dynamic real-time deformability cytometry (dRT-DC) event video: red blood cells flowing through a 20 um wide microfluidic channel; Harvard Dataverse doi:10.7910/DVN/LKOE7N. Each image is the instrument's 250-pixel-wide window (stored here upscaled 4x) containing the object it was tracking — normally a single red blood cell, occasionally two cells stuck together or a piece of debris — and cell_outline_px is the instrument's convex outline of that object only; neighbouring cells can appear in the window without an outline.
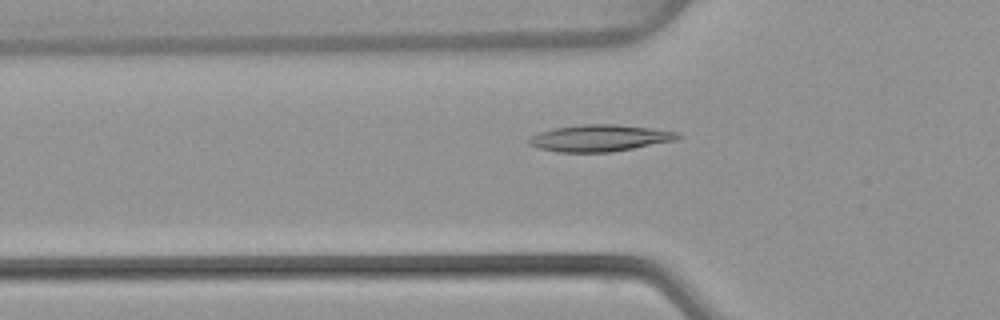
{"species": "common noctule bat (a hibernating species)", "species_latin": "Nyctalus noctula", "temperature_condition": "warm", "stored_images_in_passage": 53, "camera_frame_rate_fps": 3000, "um_per_image_px": 0.085, "animal": {"sex": "female", "body_mass_g": 22.7, "forearm_length_mm": 54.2}, "frame": {"image": 1, "passage_image": 18, "time_ms": 5.667, "image_size_px": [1000, 320], "cell_outline_px": [[684, 136], [676, 140], [612, 152], [556, 152], [540, 148], [528, 144], [528, 140], [532, 136], [540, 132], [556, 128], [584, 124], [616, 124], [680, 132]], "centroid_in_image_um": [51.02, 11.74], "position_along_channel_um": 74.8, "area_um2": 23.0}}
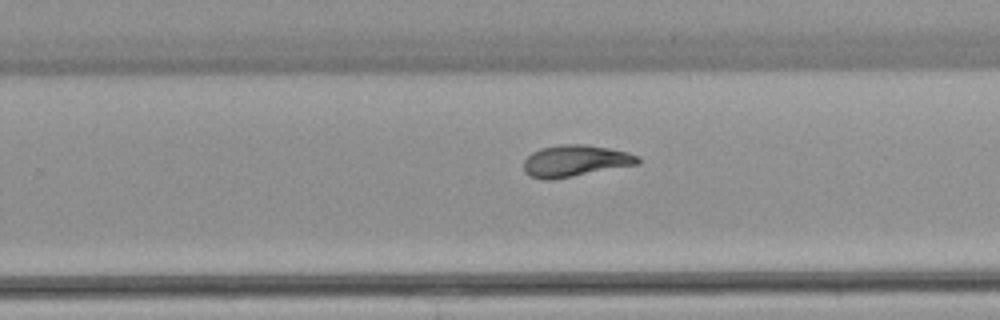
{"frame": {"image": 2, "passage_image": 34, "time_ms": 11.0, "image_size_px": [1000, 320], "cell_outline_px": [[640, 164], [572, 176], [548, 180], [544, 180], [528, 176], [524, 172], [524, 160], [532, 152], [540, 148], [560, 144], [584, 144], [608, 148], [628, 152], [640, 156]], "centroid_in_image_um": [48.89, 13.67], "position_along_channel_um": 280.9, "area_um2": 21.1}}
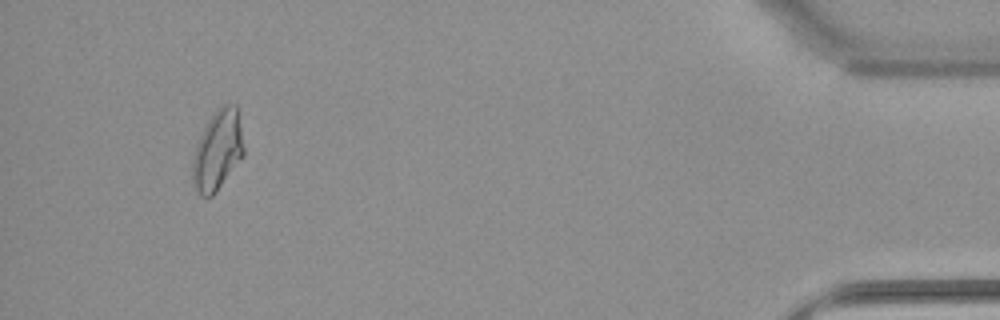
{"frame": {"image": 3, "passage_image": 50, "time_ms": 16.333, "image_size_px": [1000, 320], "cell_outline_px": [[244, 156], [216, 192], [212, 196], [200, 196], [192, 180], [192, 160], [196, 144], [212, 112], [220, 104], [236, 104], [244, 148]], "centroid_in_image_um": [18.49, 12.76], "position_along_channel_um": 416.7, "area_um2": 23.93}, "authors_computed_cell_mechanics": {"area_um2": 21.5016, "velocity_mm_per_s": 3.8617, "shape_relaxation_time_tau1_ms": 10.5164, "shape_relaxation_time_tau2_ms": 3.0638, "deformation_change_tau1": 0.2588, "deformation_change_tau2": 0.0873}}